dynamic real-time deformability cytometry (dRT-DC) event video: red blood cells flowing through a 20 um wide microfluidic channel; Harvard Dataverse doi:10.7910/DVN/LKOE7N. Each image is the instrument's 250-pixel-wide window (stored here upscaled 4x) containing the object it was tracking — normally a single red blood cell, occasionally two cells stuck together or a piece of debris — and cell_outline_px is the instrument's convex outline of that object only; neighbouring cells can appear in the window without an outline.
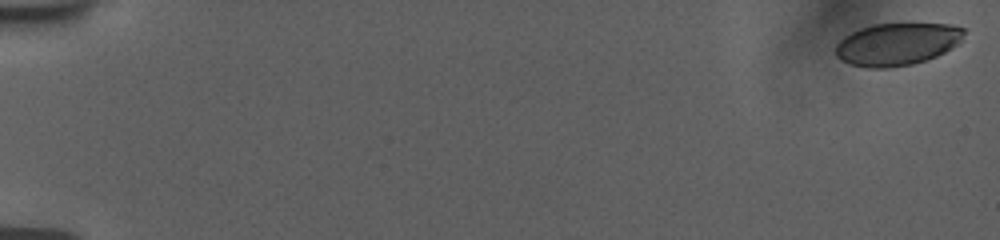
{"species": "human", "species_latin": "Homo sapiens", "temperature_condition": "room temperature", "stored_images_in_passage": 56, "camera_frame_rate_fps": 3000, "um_per_image_px": 0.085, "donor": {"sex": "female"}, "frame": {"image": 1, "passage_image": 1, "time_ms": 0.0, "image_size_px": [1000, 240], "cell_outline_px": [[964, 32], [960, 40], [952, 48], [936, 56], [912, 64], [884, 68], [868, 68], [852, 64], [840, 60], [836, 56], [836, 44], [844, 36], [860, 28], [872, 24], [948, 24], [964, 28]], "centroid_in_image_um": [76.22, 3.75], "position_along_channel_um": 8.8, "area_um2": 31.44}}
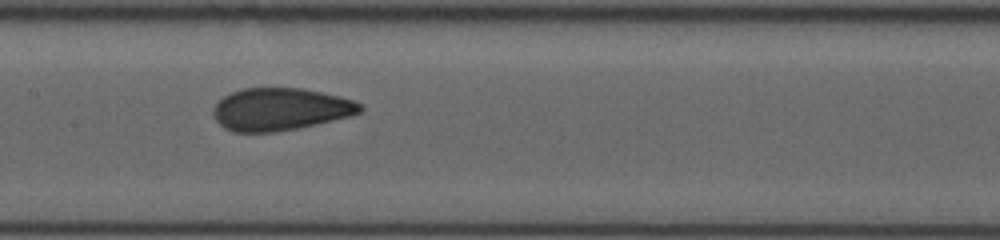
{"frame": {"image": 2, "passage_image": 30, "time_ms": 9.667, "image_size_px": [1000, 240], "cell_outline_px": [[364, 108], [360, 112], [348, 116], [316, 124], [296, 128], [272, 132], [236, 132], [224, 128], [216, 120], [212, 112], [212, 108], [224, 96], [232, 92], [244, 88], [300, 88], [340, 96], [352, 100], [360, 104]], "centroid_in_image_um": [23.79, 9.28], "position_along_channel_um": 183.6, "area_um2": 35.95}}
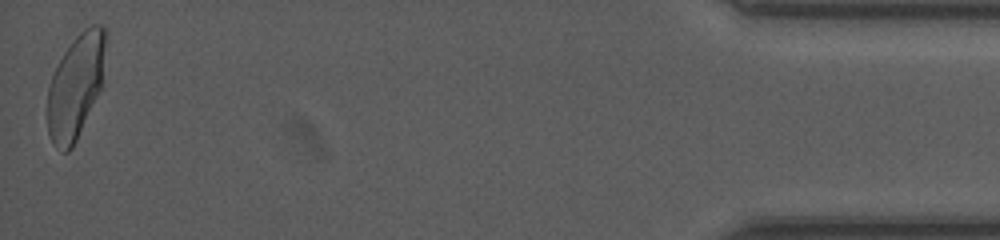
{"frame": {"image": 3, "passage_image": 56, "time_ms": 18.333, "image_size_px": [1000, 240], "cell_outline_px": [[108, 36], [100, 88], [76, 140], [72, 148], [68, 152], [60, 152], [52, 144], [48, 132], [48, 88], [52, 76], [64, 52], [72, 40], [84, 28], [92, 24], [100, 24], [108, 32]], "centroid_in_image_um": [6.44, 7.3], "position_along_channel_um": 428.8, "area_um2": 35.14}, "authors_computed_cell_mechanics": {"area_um2": 35.7204, "velocity_mm_per_s": 3.7478, "shape_relaxation_time_tau1_ms": 8.3257, "shape_relaxation_time_tau2_ms": 0.8536, "deformation_change_tau1": 0.1986, "deformation_change_tau2": 0.0652}}